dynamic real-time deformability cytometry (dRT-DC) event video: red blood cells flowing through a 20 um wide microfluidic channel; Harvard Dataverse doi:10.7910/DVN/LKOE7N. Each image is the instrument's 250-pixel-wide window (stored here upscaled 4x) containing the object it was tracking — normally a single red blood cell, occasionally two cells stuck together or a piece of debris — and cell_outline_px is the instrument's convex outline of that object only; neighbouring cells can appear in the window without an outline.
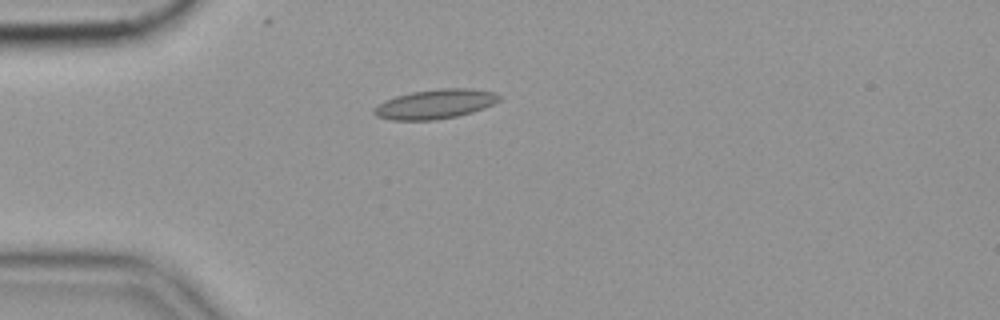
{"species": "common noctule bat (a hibernating species)", "species_latin": "Nyctalus noctula", "temperature_condition": "cold", "stored_images_in_passage": 42, "camera_frame_rate_fps": 3000, "um_per_image_px": 0.085, "animal": {"sex": "female", "body_mass_g": 19.9}, "frame": {"image": 1, "passage_image": 1, "time_ms": 0.0, "image_size_px": [1000, 320], "cell_outline_px": [[504, 96], [500, 100], [484, 108], [472, 112], [456, 116], [436, 120], [392, 120], [376, 116], [372, 112], [372, 108], [376, 104], [384, 100], [396, 96], [412, 92], [436, 88], [468, 88], [496, 92]], "centroid_in_image_um": [36.98, 8.84], "position_along_channel_um": 48.0, "area_um2": 21.79}}
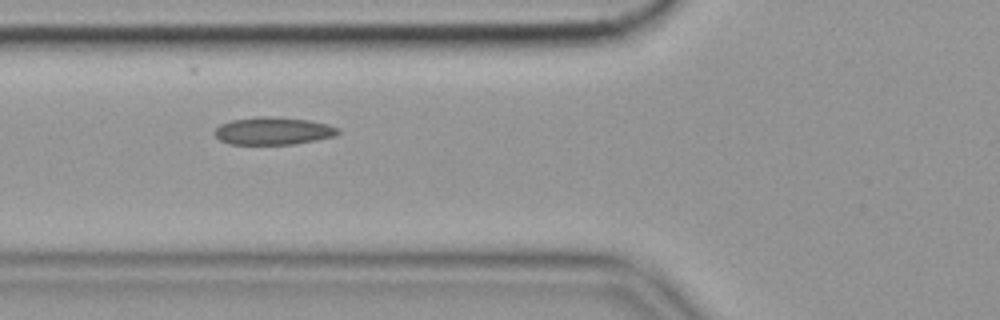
{"frame": {"image": 2, "passage_image": 7, "time_ms": 2.0, "image_size_px": [1000, 320], "cell_outline_px": [[340, 132], [336, 136], [316, 140], [292, 144], [228, 144], [220, 140], [212, 132], [220, 124], [232, 120], [260, 116], [268, 116], [308, 120], [328, 124], [340, 128]], "centroid_in_image_um": [23.22, 11.13], "position_along_channel_um": 102.6, "area_um2": 19.88}, "authors_computed_cell_mechanics": {"area_um2": 19.2474, "velocity_mm_per_s": 3.5585, "shape_relaxation_time_tau1_ms": null, "shape_relaxation_time_tau2_ms": 1.9911, "deformation_change_tau1": null, "deformation_change_tau2": 0.0743}}